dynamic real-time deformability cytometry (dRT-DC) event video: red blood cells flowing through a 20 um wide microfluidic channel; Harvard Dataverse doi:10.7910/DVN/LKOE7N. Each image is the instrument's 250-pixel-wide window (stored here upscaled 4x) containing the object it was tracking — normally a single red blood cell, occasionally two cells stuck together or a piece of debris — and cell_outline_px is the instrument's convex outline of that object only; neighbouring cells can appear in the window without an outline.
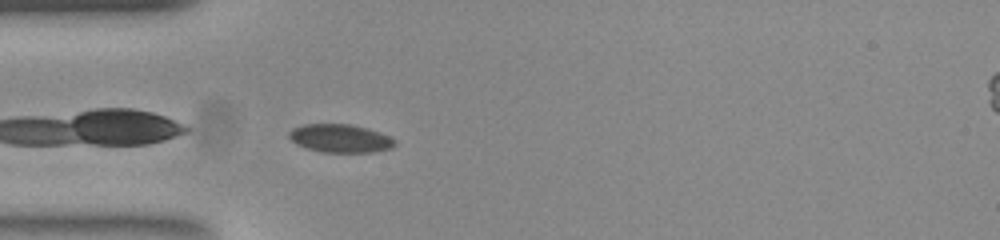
{"species": "common noctule bat (a hibernating species)", "species_latin": "Nyctalus noctula", "temperature_condition": "room temperature", "stored_images_in_passage": 30, "camera_frame_rate_fps": 3000, "um_per_image_px": 0.085, "animal": {"sex": "female", "body_mass_g": 23.0, "forearm_length_mm": 53.4}, "frame": {"image": 1, "passage_image": 1, "time_ms": 0.0, "image_size_px": [1000, 240], "cell_outline_px": [[396, 144], [392, 148], [372, 152], [320, 152], [296, 144], [288, 136], [288, 132], [292, 128], [304, 124], [352, 124], [388, 136], [396, 140]], "centroid_in_image_um": [28.89, 11.76], "position_along_channel_um": 56.1, "area_um2": 17.28}}
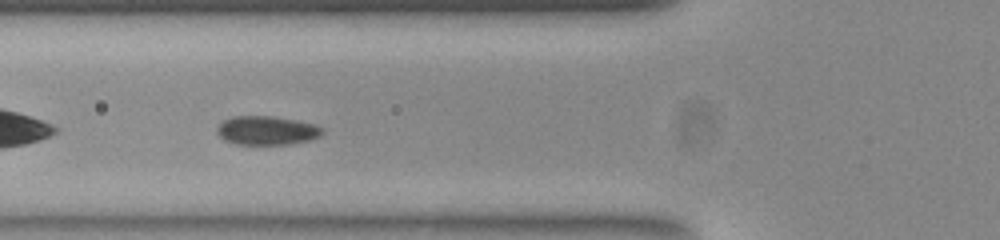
{"frame": {"image": 2, "passage_image": 5, "time_ms": 1.333, "image_size_px": [1000, 240], "cell_outline_px": [[324, 132], [320, 136], [308, 140], [288, 144], [236, 144], [224, 140], [216, 132], [216, 128], [224, 120], [232, 116], [272, 116], [296, 120], [316, 124], [324, 128]], "centroid_in_image_um": [22.68, 11.08], "position_along_channel_um": 103.1, "area_um2": 17.74}, "authors_computed_cell_mechanics": {"area_um2": 17.918, "velocity_mm_per_s": 3.8174, "shape_relaxation_time_tau1_ms": 4.0224, "shape_relaxation_time_tau2_ms": null, "deformation_change_tau1": 0.0952, "deformation_change_tau2": null}}